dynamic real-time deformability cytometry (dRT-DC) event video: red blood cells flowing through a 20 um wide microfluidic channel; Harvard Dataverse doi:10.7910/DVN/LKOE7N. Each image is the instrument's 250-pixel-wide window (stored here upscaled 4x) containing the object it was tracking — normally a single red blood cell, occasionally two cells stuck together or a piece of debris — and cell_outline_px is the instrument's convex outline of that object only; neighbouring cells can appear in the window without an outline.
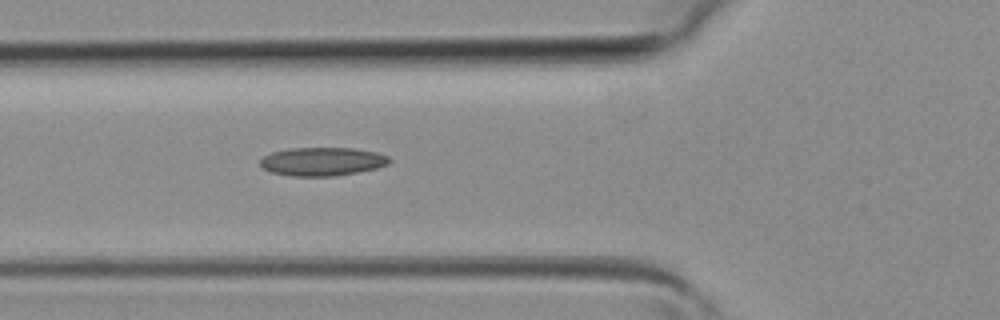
{"species": "common noctule bat (a hibernating species)", "species_latin": "Nyctalus noctula", "temperature_condition": "room temperature", "stored_images_in_passage": 2, "camera_frame_rate_fps": 3000, "um_per_image_px": 0.085, "animal": {"sex": "female", "body_mass_g": 19.3, "forearm_length_mm": 54.1}, "frame": {"image": 1, "passage_image": 2, "time_ms": 0.333, "image_size_px": [1000, 320], "cell_outline_px": [[392, 160], [388, 164], [376, 168], [336, 176], [292, 176], [272, 172], [264, 168], [260, 164], [260, 160], [264, 156], [272, 152], [288, 148], [352, 148], [376, 152], [388, 156]], "centroid_in_image_um": [27.4, 13.72], "position_along_channel_um": 98.4, "area_um2": 21.33}}